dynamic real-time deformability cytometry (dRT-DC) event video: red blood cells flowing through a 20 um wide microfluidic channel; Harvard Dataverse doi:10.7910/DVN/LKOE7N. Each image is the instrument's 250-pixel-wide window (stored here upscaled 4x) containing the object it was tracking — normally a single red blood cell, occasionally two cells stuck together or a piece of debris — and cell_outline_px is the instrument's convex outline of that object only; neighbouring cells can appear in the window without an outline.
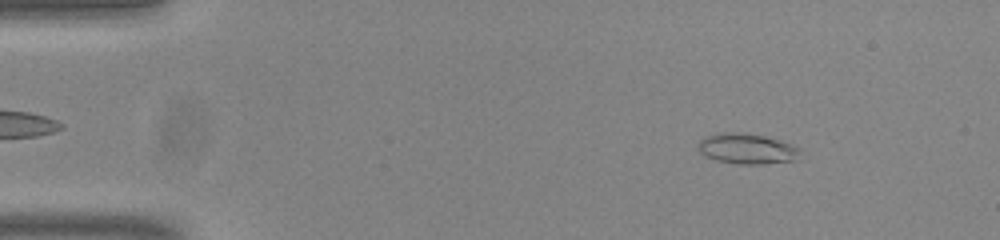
{"species": "common noctule bat (a hibernating species)", "species_latin": "Nyctalus noctula", "temperature_condition": "room temperature", "stored_images_in_passage": 54, "camera_frame_rate_fps": 3000, "um_per_image_px": 0.085, "animal": {"sex": "male", "body_mass_g": 20.0, "forearm_length_mm": 53.3}, "frame": {"image": 1, "passage_image": 7, "time_ms": 2.0, "image_size_px": [1000, 240], "cell_outline_px": [[800, 160], [764, 164], [736, 164], [716, 160], [700, 152], [696, 148], [696, 144], [700, 140], [716, 132], [748, 132], [780, 140], [800, 148]], "centroid_in_image_um": [63.51, 12.64], "position_along_channel_um": 21.5, "area_um2": 18.5}}
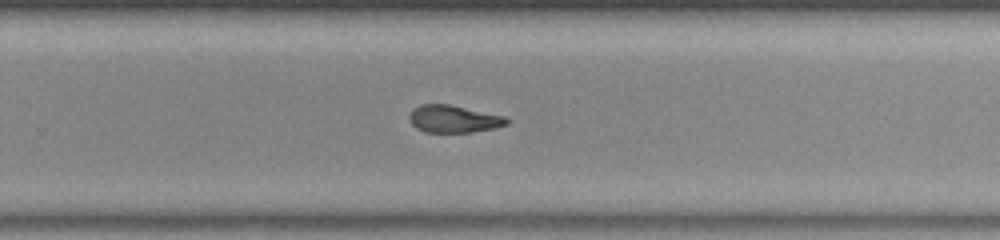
{"frame": {"image": 2, "passage_image": 35, "time_ms": 11.333, "image_size_px": [1000, 240], "cell_outline_px": [[512, 120], [508, 124], [496, 128], [472, 132], [424, 132], [416, 128], [412, 124], [408, 116], [412, 108], [420, 104], [448, 104], [504, 116]], "centroid_in_image_um": [38.56, 10.11], "position_along_channel_um": 291.2, "area_um2": 15.66}}
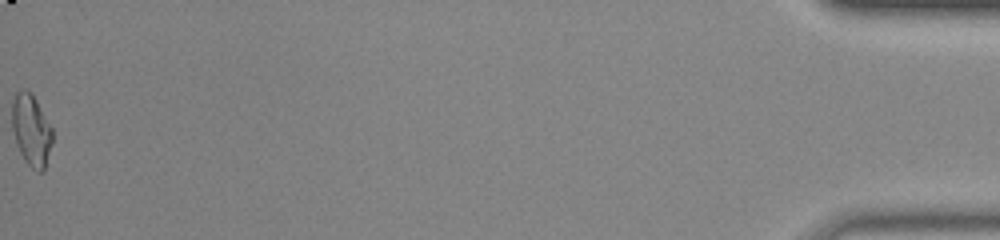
{"frame": {"image": 3, "passage_image": 54, "time_ms": 17.667, "image_size_px": [1000, 240], "cell_outline_px": [[52, 144], [44, 172], [36, 172], [24, 160], [16, 144], [12, 128], [12, 100], [16, 92], [20, 88], [24, 88], [32, 92], [52, 128]], "centroid_in_image_um": [2.65, 11.05], "position_along_channel_um": 432.5, "area_um2": 17.17}, "authors_computed_cell_mechanics": {"area_um2": 16.4441, "velocity_mm_per_s": 3.8249, "shape_relaxation_time_tau1_ms": null, "shape_relaxation_time_tau2_ms": 4.6311, "deformation_change_tau1": null, "deformation_change_tau2": 0.0957}}